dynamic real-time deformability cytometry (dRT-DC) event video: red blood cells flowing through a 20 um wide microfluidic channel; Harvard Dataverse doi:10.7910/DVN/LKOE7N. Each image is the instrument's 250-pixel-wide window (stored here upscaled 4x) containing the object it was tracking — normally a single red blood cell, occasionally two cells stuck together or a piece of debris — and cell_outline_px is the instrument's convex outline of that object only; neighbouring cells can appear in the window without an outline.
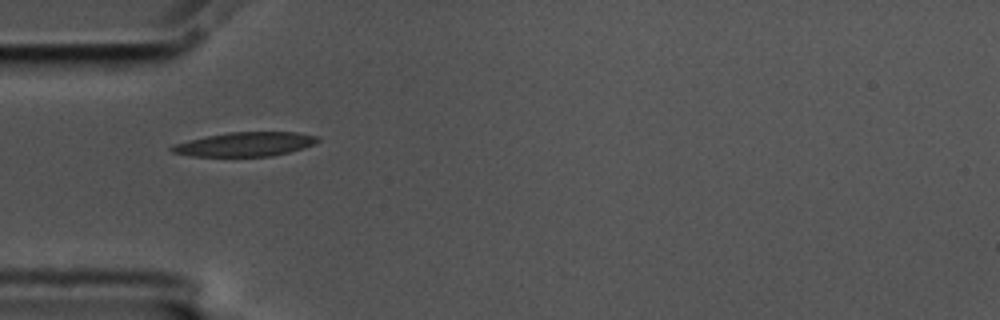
{"species": "common noctule bat (a hibernating species)", "species_latin": "Nyctalus noctula", "temperature_condition": "cold", "stored_images_in_passage": 8, "camera_frame_rate_fps": 3000, "um_per_image_px": 0.085, "animal": {"sex": "male", "body_mass_g": 17.5, "forearm_length_mm": 52.3}, "frame": {"image": 1, "passage_image": 5, "time_ms": 1.333, "image_size_px": [1000, 320], "cell_outline_px": [[320, 140], [316, 144], [288, 152], [272, 156], [192, 156], [172, 152], [168, 148], [172, 144], [188, 140], [228, 132], [296, 132], [320, 136]], "centroid_in_image_um": [20.85, 12.25], "position_along_channel_um": 64.2, "area_um2": 20.58}}